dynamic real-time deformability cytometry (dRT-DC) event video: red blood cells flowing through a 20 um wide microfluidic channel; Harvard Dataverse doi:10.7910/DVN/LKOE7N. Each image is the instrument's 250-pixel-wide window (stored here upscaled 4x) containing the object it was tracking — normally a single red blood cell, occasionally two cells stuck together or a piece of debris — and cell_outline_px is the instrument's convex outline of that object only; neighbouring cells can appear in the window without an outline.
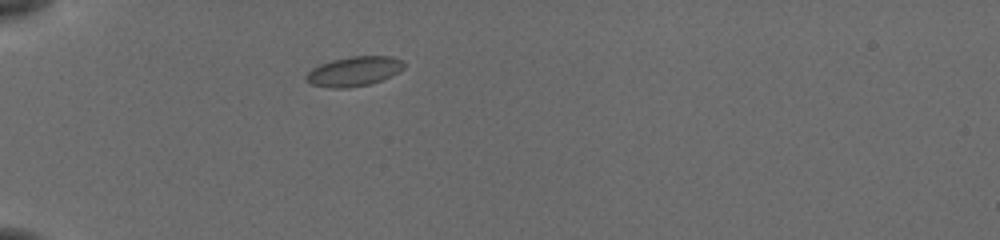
{"species": "common noctule bat (a hibernating species)", "species_latin": "Nyctalus noctula", "temperature_condition": "cold", "stored_images_in_passage": 16, "camera_frame_rate_fps": 3000, "um_per_image_px": 0.085, "animal": {"sex": "female", "body_mass_g": 19.5, "forearm_length_mm": 54.1}, "frame": {"image": 1, "passage_image": 1, "time_ms": 0.0, "image_size_px": [1000, 240], "cell_outline_px": [[404, 68], [380, 80], [368, 84], [348, 88], [332, 88], [312, 84], [304, 80], [304, 76], [312, 68], [320, 64], [332, 60], [352, 56], [388, 56], [400, 60], [404, 64]], "centroid_in_image_um": [30.02, 6.06], "position_along_channel_um": 55.0, "area_um2": 16.59}}
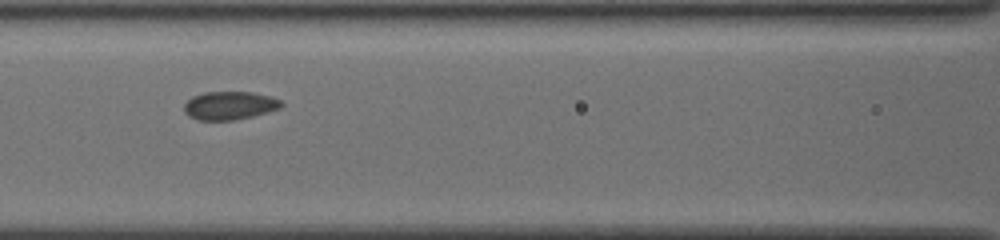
{"frame": {"image": 2, "passage_image": 7, "time_ms": 2.0, "image_size_px": [1000, 240], "cell_outline_px": [[284, 104], [280, 108], [252, 116], [232, 120], [196, 120], [188, 116], [184, 112], [184, 104], [192, 96], [204, 92], [252, 92], [268, 96], [280, 100]], "centroid_in_image_um": [19.47, 8.97], "position_along_channel_um": 147.1, "area_um2": 15.95}}
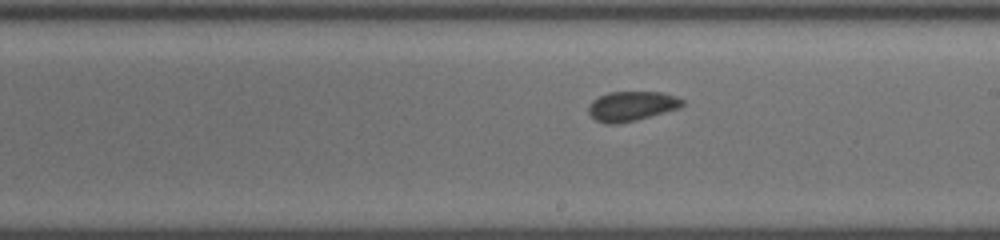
{"frame": {"image": 3, "passage_image": 14, "time_ms": 4.333, "image_size_px": [1000, 240], "cell_outline_px": [[684, 104], [680, 108], [636, 120], [616, 124], [608, 124], [596, 120], [588, 112], [588, 104], [592, 100], [608, 92], [664, 92], [676, 96], [684, 100]], "centroid_in_image_um": [53.7, 9.01], "position_along_channel_um": 235.3, "area_um2": 16.3}}